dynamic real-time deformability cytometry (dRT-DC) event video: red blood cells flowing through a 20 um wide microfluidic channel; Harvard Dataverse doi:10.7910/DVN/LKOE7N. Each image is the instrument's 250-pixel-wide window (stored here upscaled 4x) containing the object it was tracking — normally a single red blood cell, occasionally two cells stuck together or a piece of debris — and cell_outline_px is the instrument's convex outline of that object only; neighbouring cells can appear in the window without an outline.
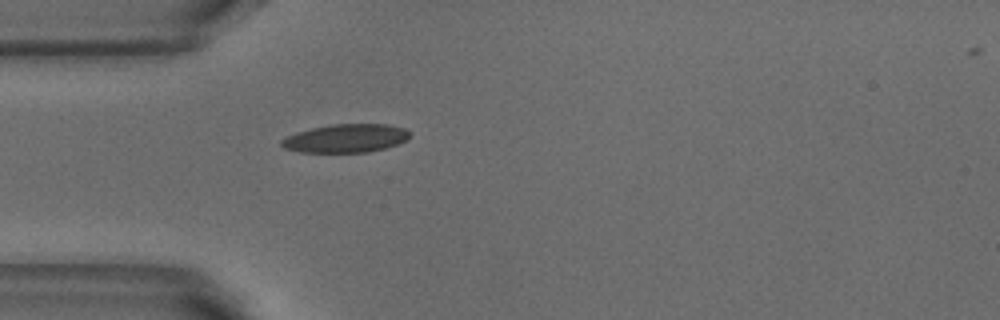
{"species": "common noctule bat (a hibernating species)", "species_latin": "Nyctalus noctula", "temperature_condition": "warm", "stored_images_in_passage": 4, "camera_frame_rate_fps": 3000, "um_per_image_px": 0.085, "animal": {"sex": "male", "body_mass_g": 18.8}, "frame": {"image": 1, "passage_image": 4, "time_ms": 1.0, "image_size_px": [1000, 320], "cell_outline_px": [[412, 136], [408, 140], [384, 148], [368, 152], [300, 152], [284, 148], [280, 144], [280, 140], [296, 132], [312, 128], [332, 124], [388, 124], [404, 128], [412, 132]], "centroid_in_image_um": [29.43, 11.75], "position_along_channel_um": 55.6, "area_um2": 21.33}}